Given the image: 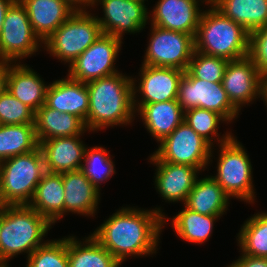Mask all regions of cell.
Listing matches in <instances>:
<instances>
[{"label": "cell", "mask_w": 267, "mask_h": 267, "mask_svg": "<svg viewBox=\"0 0 267 267\" xmlns=\"http://www.w3.org/2000/svg\"><path fill=\"white\" fill-rule=\"evenodd\" d=\"M163 211L160 206L152 209L122 206L91 235L121 264L127 257L156 255L164 229Z\"/></svg>", "instance_id": "6da1fadb"}, {"label": "cell", "mask_w": 267, "mask_h": 267, "mask_svg": "<svg viewBox=\"0 0 267 267\" xmlns=\"http://www.w3.org/2000/svg\"><path fill=\"white\" fill-rule=\"evenodd\" d=\"M89 109L85 122L88 131L132 125L135 120L132 75L121 72L86 83Z\"/></svg>", "instance_id": "7a4b0ae2"}, {"label": "cell", "mask_w": 267, "mask_h": 267, "mask_svg": "<svg viewBox=\"0 0 267 267\" xmlns=\"http://www.w3.org/2000/svg\"><path fill=\"white\" fill-rule=\"evenodd\" d=\"M52 224L28 205H8L0 216V267L20 254L28 257L47 241Z\"/></svg>", "instance_id": "3957f363"}, {"label": "cell", "mask_w": 267, "mask_h": 267, "mask_svg": "<svg viewBox=\"0 0 267 267\" xmlns=\"http://www.w3.org/2000/svg\"><path fill=\"white\" fill-rule=\"evenodd\" d=\"M207 6L194 37L195 50L228 61L249 56L250 33L211 3Z\"/></svg>", "instance_id": "277c9868"}, {"label": "cell", "mask_w": 267, "mask_h": 267, "mask_svg": "<svg viewBox=\"0 0 267 267\" xmlns=\"http://www.w3.org/2000/svg\"><path fill=\"white\" fill-rule=\"evenodd\" d=\"M87 9H77L43 42L47 54L67 63L68 67L102 34L97 14Z\"/></svg>", "instance_id": "5b68a950"}, {"label": "cell", "mask_w": 267, "mask_h": 267, "mask_svg": "<svg viewBox=\"0 0 267 267\" xmlns=\"http://www.w3.org/2000/svg\"><path fill=\"white\" fill-rule=\"evenodd\" d=\"M45 173L39 146L0 162V190L4 201L8 205H28Z\"/></svg>", "instance_id": "8992f818"}, {"label": "cell", "mask_w": 267, "mask_h": 267, "mask_svg": "<svg viewBox=\"0 0 267 267\" xmlns=\"http://www.w3.org/2000/svg\"><path fill=\"white\" fill-rule=\"evenodd\" d=\"M236 137L218 145L217 171L211 176L231 199L254 204L257 201L251 159Z\"/></svg>", "instance_id": "52a82bcc"}, {"label": "cell", "mask_w": 267, "mask_h": 267, "mask_svg": "<svg viewBox=\"0 0 267 267\" xmlns=\"http://www.w3.org/2000/svg\"><path fill=\"white\" fill-rule=\"evenodd\" d=\"M150 157L154 161L172 164L189 165L201 172L213 162V148L205 139L197 134L185 121L172 133L158 143Z\"/></svg>", "instance_id": "ba28073f"}, {"label": "cell", "mask_w": 267, "mask_h": 267, "mask_svg": "<svg viewBox=\"0 0 267 267\" xmlns=\"http://www.w3.org/2000/svg\"><path fill=\"white\" fill-rule=\"evenodd\" d=\"M42 45L43 42L33 31L25 7L16 0L7 10L3 21L0 33V61L20 63L24 58L40 52Z\"/></svg>", "instance_id": "9c48e42d"}, {"label": "cell", "mask_w": 267, "mask_h": 267, "mask_svg": "<svg viewBox=\"0 0 267 267\" xmlns=\"http://www.w3.org/2000/svg\"><path fill=\"white\" fill-rule=\"evenodd\" d=\"M150 28L142 64L186 71L195 51V35L162 29L152 24Z\"/></svg>", "instance_id": "30bf717a"}, {"label": "cell", "mask_w": 267, "mask_h": 267, "mask_svg": "<svg viewBox=\"0 0 267 267\" xmlns=\"http://www.w3.org/2000/svg\"><path fill=\"white\" fill-rule=\"evenodd\" d=\"M122 44V39L102 33L70 64L67 76L87 83L120 72L115 64Z\"/></svg>", "instance_id": "8fae6325"}, {"label": "cell", "mask_w": 267, "mask_h": 267, "mask_svg": "<svg viewBox=\"0 0 267 267\" xmlns=\"http://www.w3.org/2000/svg\"><path fill=\"white\" fill-rule=\"evenodd\" d=\"M177 101L184 111L201 108L217 112L229 123L240 115L230 102L222 82L194 78L187 70L179 83Z\"/></svg>", "instance_id": "7c38bea8"}, {"label": "cell", "mask_w": 267, "mask_h": 267, "mask_svg": "<svg viewBox=\"0 0 267 267\" xmlns=\"http://www.w3.org/2000/svg\"><path fill=\"white\" fill-rule=\"evenodd\" d=\"M102 8L103 17L96 16L103 34L124 39V33H141L149 25V10L144 2L134 0H90L89 8Z\"/></svg>", "instance_id": "4fadbf2b"}, {"label": "cell", "mask_w": 267, "mask_h": 267, "mask_svg": "<svg viewBox=\"0 0 267 267\" xmlns=\"http://www.w3.org/2000/svg\"><path fill=\"white\" fill-rule=\"evenodd\" d=\"M184 72L173 67L142 64L138 73L140 78L132 77L135 111L145 104L176 100Z\"/></svg>", "instance_id": "5bb4252c"}, {"label": "cell", "mask_w": 267, "mask_h": 267, "mask_svg": "<svg viewBox=\"0 0 267 267\" xmlns=\"http://www.w3.org/2000/svg\"><path fill=\"white\" fill-rule=\"evenodd\" d=\"M263 77L249 56L228 62L222 84L230 102L239 112L256 99L262 100Z\"/></svg>", "instance_id": "9a60e30c"}, {"label": "cell", "mask_w": 267, "mask_h": 267, "mask_svg": "<svg viewBox=\"0 0 267 267\" xmlns=\"http://www.w3.org/2000/svg\"><path fill=\"white\" fill-rule=\"evenodd\" d=\"M208 0H158L149 10V23L159 28L195 35Z\"/></svg>", "instance_id": "2e32d148"}, {"label": "cell", "mask_w": 267, "mask_h": 267, "mask_svg": "<svg viewBox=\"0 0 267 267\" xmlns=\"http://www.w3.org/2000/svg\"><path fill=\"white\" fill-rule=\"evenodd\" d=\"M147 160L156 168L154 185L161 199L184 205L201 171L189 165L154 161L150 156Z\"/></svg>", "instance_id": "e0dca14e"}, {"label": "cell", "mask_w": 267, "mask_h": 267, "mask_svg": "<svg viewBox=\"0 0 267 267\" xmlns=\"http://www.w3.org/2000/svg\"><path fill=\"white\" fill-rule=\"evenodd\" d=\"M81 136L53 137L39 143L46 172L62 174L81 169L87 147Z\"/></svg>", "instance_id": "ac0fdd59"}, {"label": "cell", "mask_w": 267, "mask_h": 267, "mask_svg": "<svg viewBox=\"0 0 267 267\" xmlns=\"http://www.w3.org/2000/svg\"><path fill=\"white\" fill-rule=\"evenodd\" d=\"M45 105L79 117L86 122L89 109V93L86 83L75 81L67 75L49 83Z\"/></svg>", "instance_id": "d6986e66"}, {"label": "cell", "mask_w": 267, "mask_h": 267, "mask_svg": "<svg viewBox=\"0 0 267 267\" xmlns=\"http://www.w3.org/2000/svg\"><path fill=\"white\" fill-rule=\"evenodd\" d=\"M33 31L44 42L77 8L69 0H19Z\"/></svg>", "instance_id": "ffe728a7"}, {"label": "cell", "mask_w": 267, "mask_h": 267, "mask_svg": "<svg viewBox=\"0 0 267 267\" xmlns=\"http://www.w3.org/2000/svg\"><path fill=\"white\" fill-rule=\"evenodd\" d=\"M62 181L65 191L64 216L71 212L85 217H94L99 208L101 192L81 170L62 173Z\"/></svg>", "instance_id": "44dd1931"}, {"label": "cell", "mask_w": 267, "mask_h": 267, "mask_svg": "<svg viewBox=\"0 0 267 267\" xmlns=\"http://www.w3.org/2000/svg\"><path fill=\"white\" fill-rule=\"evenodd\" d=\"M22 63L11 64L7 90L36 112L45 104L46 91L49 84L32 67Z\"/></svg>", "instance_id": "7402d4cb"}, {"label": "cell", "mask_w": 267, "mask_h": 267, "mask_svg": "<svg viewBox=\"0 0 267 267\" xmlns=\"http://www.w3.org/2000/svg\"><path fill=\"white\" fill-rule=\"evenodd\" d=\"M136 115H140L147 132L160 143L184 121V110L176 100L143 105Z\"/></svg>", "instance_id": "603a6c76"}, {"label": "cell", "mask_w": 267, "mask_h": 267, "mask_svg": "<svg viewBox=\"0 0 267 267\" xmlns=\"http://www.w3.org/2000/svg\"><path fill=\"white\" fill-rule=\"evenodd\" d=\"M64 198L62 174L46 172L28 206L55 225L64 217Z\"/></svg>", "instance_id": "cb8c5ba5"}, {"label": "cell", "mask_w": 267, "mask_h": 267, "mask_svg": "<svg viewBox=\"0 0 267 267\" xmlns=\"http://www.w3.org/2000/svg\"><path fill=\"white\" fill-rule=\"evenodd\" d=\"M34 124L38 143L53 137L84 136L90 132L79 117L59 112L45 104L35 112Z\"/></svg>", "instance_id": "d4e9b609"}, {"label": "cell", "mask_w": 267, "mask_h": 267, "mask_svg": "<svg viewBox=\"0 0 267 267\" xmlns=\"http://www.w3.org/2000/svg\"><path fill=\"white\" fill-rule=\"evenodd\" d=\"M230 200L218 182L207 175L197 178L184 205L202 215L223 216L227 213Z\"/></svg>", "instance_id": "484cf974"}, {"label": "cell", "mask_w": 267, "mask_h": 267, "mask_svg": "<svg viewBox=\"0 0 267 267\" xmlns=\"http://www.w3.org/2000/svg\"><path fill=\"white\" fill-rule=\"evenodd\" d=\"M163 217V225H166L169 219L176 235L183 241L194 244H204L212 236L214 224L220 220L222 216L202 215L188 209L185 205L178 211L176 216L168 218Z\"/></svg>", "instance_id": "4316f807"}, {"label": "cell", "mask_w": 267, "mask_h": 267, "mask_svg": "<svg viewBox=\"0 0 267 267\" xmlns=\"http://www.w3.org/2000/svg\"><path fill=\"white\" fill-rule=\"evenodd\" d=\"M83 240V241H81ZM68 235L69 267H121L122 264L91 234L84 239Z\"/></svg>", "instance_id": "83f0119b"}, {"label": "cell", "mask_w": 267, "mask_h": 267, "mask_svg": "<svg viewBox=\"0 0 267 267\" xmlns=\"http://www.w3.org/2000/svg\"><path fill=\"white\" fill-rule=\"evenodd\" d=\"M210 3L249 33L267 25V0H212Z\"/></svg>", "instance_id": "f1b7e54d"}, {"label": "cell", "mask_w": 267, "mask_h": 267, "mask_svg": "<svg viewBox=\"0 0 267 267\" xmlns=\"http://www.w3.org/2000/svg\"><path fill=\"white\" fill-rule=\"evenodd\" d=\"M38 146L35 124H0V162L31 152Z\"/></svg>", "instance_id": "f546056e"}, {"label": "cell", "mask_w": 267, "mask_h": 267, "mask_svg": "<svg viewBox=\"0 0 267 267\" xmlns=\"http://www.w3.org/2000/svg\"><path fill=\"white\" fill-rule=\"evenodd\" d=\"M237 237L240 254L267 258V211L257 212L247 218Z\"/></svg>", "instance_id": "4dcf8cb0"}, {"label": "cell", "mask_w": 267, "mask_h": 267, "mask_svg": "<svg viewBox=\"0 0 267 267\" xmlns=\"http://www.w3.org/2000/svg\"><path fill=\"white\" fill-rule=\"evenodd\" d=\"M184 121L213 148L227 142L234 136L232 131L228 130L223 135L218 133L219 125L221 123L229 124V122L223 116L211 110L188 109L184 111ZM216 143L217 145L214 146Z\"/></svg>", "instance_id": "1f68e13d"}, {"label": "cell", "mask_w": 267, "mask_h": 267, "mask_svg": "<svg viewBox=\"0 0 267 267\" xmlns=\"http://www.w3.org/2000/svg\"><path fill=\"white\" fill-rule=\"evenodd\" d=\"M110 151L104 146H91L85 148L81 171L100 192L102 182H108L116 174L115 164Z\"/></svg>", "instance_id": "d6a6232c"}, {"label": "cell", "mask_w": 267, "mask_h": 267, "mask_svg": "<svg viewBox=\"0 0 267 267\" xmlns=\"http://www.w3.org/2000/svg\"><path fill=\"white\" fill-rule=\"evenodd\" d=\"M26 267H69L68 236L48 240L26 259Z\"/></svg>", "instance_id": "836d02e7"}, {"label": "cell", "mask_w": 267, "mask_h": 267, "mask_svg": "<svg viewBox=\"0 0 267 267\" xmlns=\"http://www.w3.org/2000/svg\"><path fill=\"white\" fill-rule=\"evenodd\" d=\"M228 60L194 51L187 71L194 77L210 82H222Z\"/></svg>", "instance_id": "e575fe53"}, {"label": "cell", "mask_w": 267, "mask_h": 267, "mask_svg": "<svg viewBox=\"0 0 267 267\" xmlns=\"http://www.w3.org/2000/svg\"><path fill=\"white\" fill-rule=\"evenodd\" d=\"M35 112L8 90L0 95V124H34Z\"/></svg>", "instance_id": "d590c367"}, {"label": "cell", "mask_w": 267, "mask_h": 267, "mask_svg": "<svg viewBox=\"0 0 267 267\" xmlns=\"http://www.w3.org/2000/svg\"><path fill=\"white\" fill-rule=\"evenodd\" d=\"M249 57L258 71L267 75V25L250 33Z\"/></svg>", "instance_id": "8d00e7d4"}, {"label": "cell", "mask_w": 267, "mask_h": 267, "mask_svg": "<svg viewBox=\"0 0 267 267\" xmlns=\"http://www.w3.org/2000/svg\"><path fill=\"white\" fill-rule=\"evenodd\" d=\"M226 267H267V258L240 254L237 260Z\"/></svg>", "instance_id": "74e56055"}, {"label": "cell", "mask_w": 267, "mask_h": 267, "mask_svg": "<svg viewBox=\"0 0 267 267\" xmlns=\"http://www.w3.org/2000/svg\"><path fill=\"white\" fill-rule=\"evenodd\" d=\"M13 62L0 61V95L7 90L9 68Z\"/></svg>", "instance_id": "f35d334b"}, {"label": "cell", "mask_w": 267, "mask_h": 267, "mask_svg": "<svg viewBox=\"0 0 267 267\" xmlns=\"http://www.w3.org/2000/svg\"><path fill=\"white\" fill-rule=\"evenodd\" d=\"M15 1L16 0H0V33L2 30V25L5 19L6 12Z\"/></svg>", "instance_id": "ab89813d"}, {"label": "cell", "mask_w": 267, "mask_h": 267, "mask_svg": "<svg viewBox=\"0 0 267 267\" xmlns=\"http://www.w3.org/2000/svg\"><path fill=\"white\" fill-rule=\"evenodd\" d=\"M77 9L88 8L90 0H69Z\"/></svg>", "instance_id": "60d3db41"}, {"label": "cell", "mask_w": 267, "mask_h": 267, "mask_svg": "<svg viewBox=\"0 0 267 267\" xmlns=\"http://www.w3.org/2000/svg\"><path fill=\"white\" fill-rule=\"evenodd\" d=\"M262 100L267 107V75L263 77V90H262Z\"/></svg>", "instance_id": "b9f144b4"}, {"label": "cell", "mask_w": 267, "mask_h": 267, "mask_svg": "<svg viewBox=\"0 0 267 267\" xmlns=\"http://www.w3.org/2000/svg\"><path fill=\"white\" fill-rule=\"evenodd\" d=\"M7 206L8 204L4 201L2 197V192L0 190V216L4 213Z\"/></svg>", "instance_id": "7bdbcfd3"}, {"label": "cell", "mask_w": 267, "mask_h": 267, "mask_svg": "<svg viewBox=\"0 0 267 267\" xmlns=\"http://www.w3.org/2000/svg\"><path fill=\"white\" fill-rule=\"evenodd\" d=\"M134 1H139V2H144V3H145V1L148 2V0H134Z\"/></svg>", "instance_id": "ee69618b"}]
</instances>
